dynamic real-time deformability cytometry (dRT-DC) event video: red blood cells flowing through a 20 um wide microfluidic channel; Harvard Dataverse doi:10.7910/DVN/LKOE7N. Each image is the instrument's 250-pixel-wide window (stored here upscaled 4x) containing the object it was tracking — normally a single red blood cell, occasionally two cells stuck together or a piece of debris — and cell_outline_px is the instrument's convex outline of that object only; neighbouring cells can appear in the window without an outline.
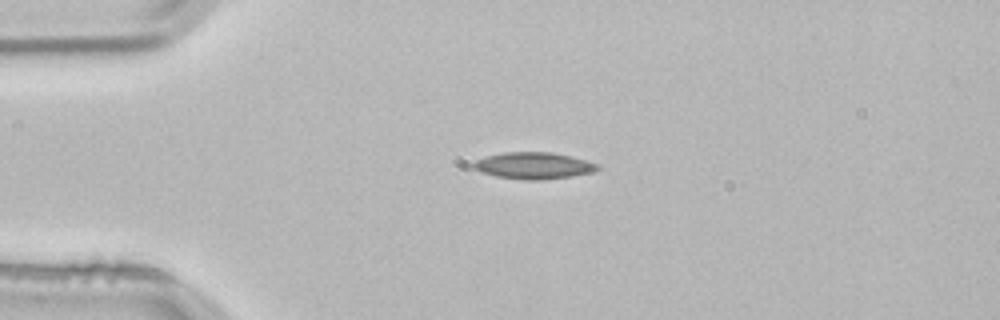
{"species": "common noctule bat (a hibernating species)", "species_latin": "Nyctalus noctula", "temperature_condition": "room temperature", "stored_images_in_passage": 2, "camera_frame_rate_fps": 3000, "um_per_image_px": 0.085, "animal": {"sex": "male", "body_mass_g": 21.5, "forearm_length_mm": 52.0}, "frame": {"image": 1, "passage_image": 1, "time_ms": 0.0, "image_size_px": [1000, 320], "cell_outline_px": [[600, 168], [592, 172], [572, 176], [540, 180], [524, 180], [496, 176], [480, 172], [472, 168], [472, 164], [476, 160], [484, 156], [504, 152], [552, 152], [600, 164]], "centroid_in_image_um": [45.32, 14.08], "position_along_channel_um": 39.7, "area_um2": 19.31}}
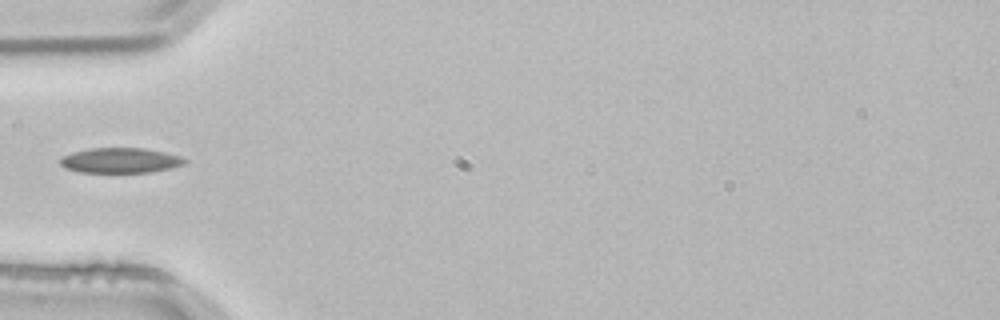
{"frame": {"image": 2, "passage_image": 2, "time_ms": 0.333, "image_size_px": [1000, 320], "cell_outline_px": [[188, 160], [184, 164], [152, 172], [80, 172], [64, 168], [60, 164], [60, 160], [64, 156], [72, 152], [92, 148], [144, 148], [164, 152], [180, 156]], "centroid_in_image_um": [10.22, 13.63], "position_along_channel_um": 74.8, "area_um2": 18.09}}